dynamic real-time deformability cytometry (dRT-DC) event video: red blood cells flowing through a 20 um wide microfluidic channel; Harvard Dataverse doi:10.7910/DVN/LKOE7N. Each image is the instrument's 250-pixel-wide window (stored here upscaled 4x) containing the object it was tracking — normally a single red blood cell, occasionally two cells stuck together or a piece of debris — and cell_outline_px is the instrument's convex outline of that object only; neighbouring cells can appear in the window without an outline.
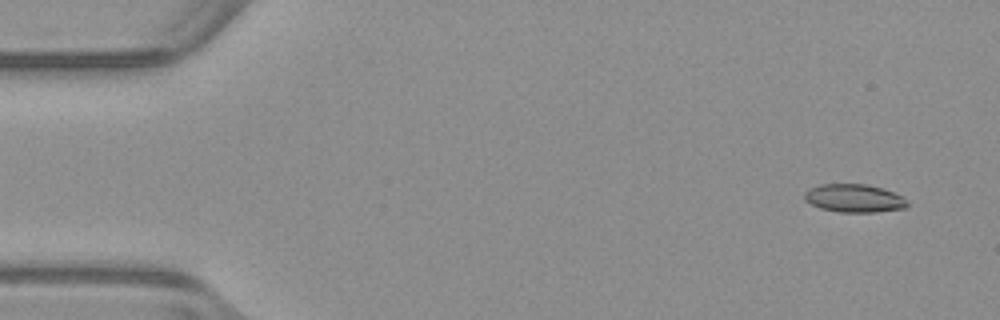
{"species": "common noctule bat (a hibernating species)", "species_latin": "Nyctalus noctula", "temperature_condition": "warm", "stored_images_in_passage": 49, "camera_frame_rate_fps": 3000, "um_per_image_px": 0.085, "animal": {"sex": "male", "body_mass_g": 23.1, "forearm_length_mm": 52.7}, "frame": {"image": 1, "passage_image": 4, "time_ms": 1.0, "image_size_px": [1000, 320], "cell_outline_px": [[908, 204], [904, 208], [876, 212], [840, 212], [820, 208], [804, 200], [804, 192], [808, 188], [820, 184], [864, 184], [880, 188], [892, 192], [900, 196]], "centroid_in_image_um": [72.53, 16.85], "position_along_channel_um": 12.5, "area_um2": 16.65}}
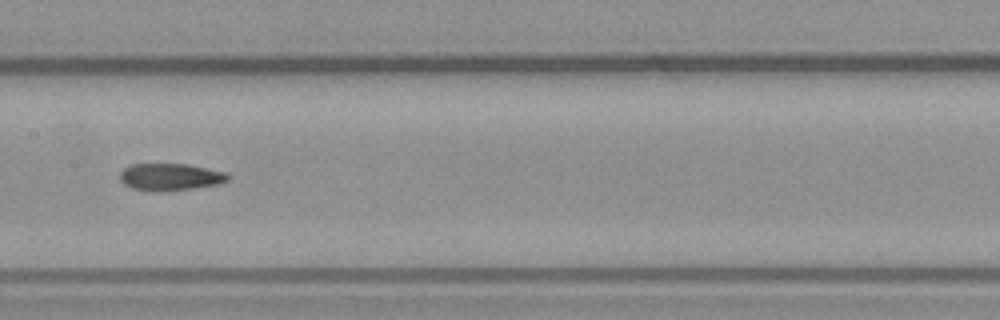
{"frame": {"image": 2, "passage_image": 27, "time_ms": 8.667, "image_size_px": [1000, 320], "cell_outline_px": [[232, 176], [228, 180], [220, 184], [192, 188], [152, 192], [132, 188], [124, 184], [120, 180], [120, 172], [124, 168], [132, 164], [188, 164], [224, 172]], "centroid_in_image_um": [14.47, 15.04], "position_along_channel_um": 192.9, "area_um2": 17.05}}
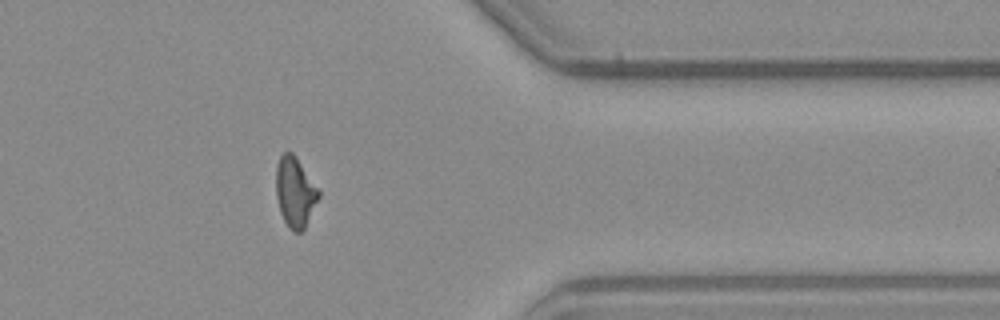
{"frame": {"image": 3, "passage_image": 43, "time_ms": 14.0, "image_size_px": [1000, 320], "cell_outline_px": [[320, 196], [304, 228], [300, 232], [296, 232], [284, 220], [280, 212], [276, 196], [276, 164], [280, 156], [284, 152], [292, 152], [296, 156], [320, 188]], "centroid_in_image_um": [25.09, 16.26], "position_along_channel_um": 386.3, "area_um2": 17.46}, "authors_computed_cell_mechanics": {"area_um2": 17.3978, "velocity_mm_per_s": 3.9572, "shape_relaxation_time_tau1_ms": null, "shape_relaxation_time_tau2_ms": 3.7979, "deformation_change_tau1": null, "deformation_change_tau2": 0.1221}}